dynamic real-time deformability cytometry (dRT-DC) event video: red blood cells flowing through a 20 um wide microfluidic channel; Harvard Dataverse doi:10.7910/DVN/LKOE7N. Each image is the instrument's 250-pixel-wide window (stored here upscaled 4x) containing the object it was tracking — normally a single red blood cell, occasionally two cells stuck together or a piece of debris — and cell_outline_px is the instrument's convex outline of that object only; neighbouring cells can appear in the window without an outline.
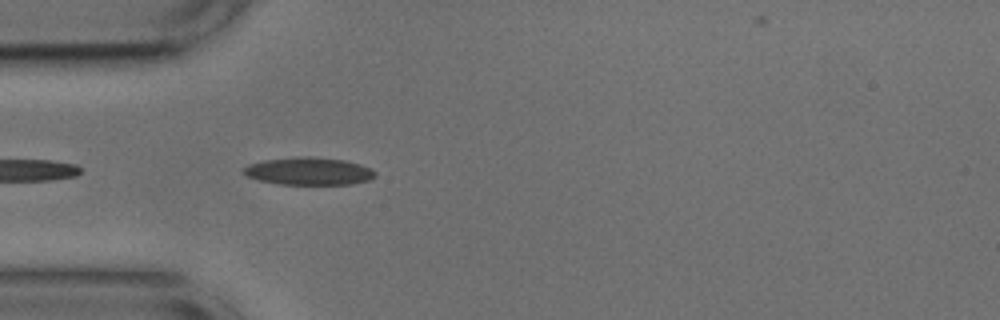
{"species": "common noctule bat (a hibernating species)", "species_latin": "Nyctalus noctula", "temperature_condition": "cold", "stored_images_in_passage": 12, "camera_frame_rate_fps": 3000, "um_per_image_px": 0.085, "animal": {"sex": "male", "body_mass_g": 17.9, "forearm_length_mm": 54.2}, "frame": {"image": 1, "passage_image": 3, "time_ms": 0.667, "image_size_px": [1000, 320], "cell_outline_px": [[376, 176], [368, 180], [352, 184], [280, 184], [260, 180], [248, 176], [244, 172], [244, 168], [248, 164], [264, 160], [296, 156], [312, 156], [344, 160], [360, 164], [372, 168], [376, 172]], "centroid_in_image_um": [26.29, 14.54], "position_along_channel_um": 58.7, "area_um2": 21.15}}